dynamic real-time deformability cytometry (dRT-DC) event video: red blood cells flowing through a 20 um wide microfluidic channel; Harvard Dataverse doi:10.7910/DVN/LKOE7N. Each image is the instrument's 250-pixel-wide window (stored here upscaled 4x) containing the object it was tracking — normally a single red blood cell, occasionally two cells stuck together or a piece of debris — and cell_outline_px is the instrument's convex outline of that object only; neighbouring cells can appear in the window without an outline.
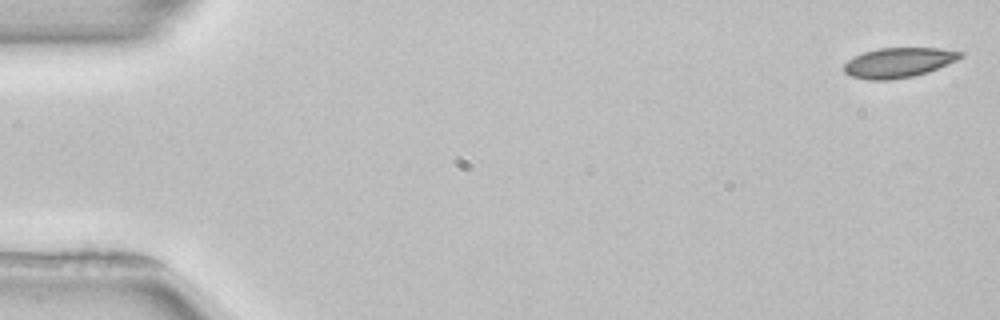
{"species": "common noctule bat (a hibernating species)", "species_latin": "Nyctalus noctula", "temperature_condition": "room temperature", "stored_images_in_passage": 52, "camera_frame_rate_fps": 3000, "um_per_image_px": 0.085, "animal": {"sex": "female", "body_mass_g": 22.7, "forearm_length_mm": 54.2}, "frame": {"image": 1, "passage_image": 1, "time_ms": 0.0, "image_size_px": [1000, 320], "cell_outline_px": [[964, 56], [956, 60], [928, 72], [912, 76], [892, 80], [868, 80], [852, 76], [844, 72], [844, 64], [848, 60], [864, 52], [880, 48], [940, 48], [964, 52]], "centroid_in_image_um": [76.39, 5.32], "position_along_channel_um": 8.6, "area_um2": 20.17}}
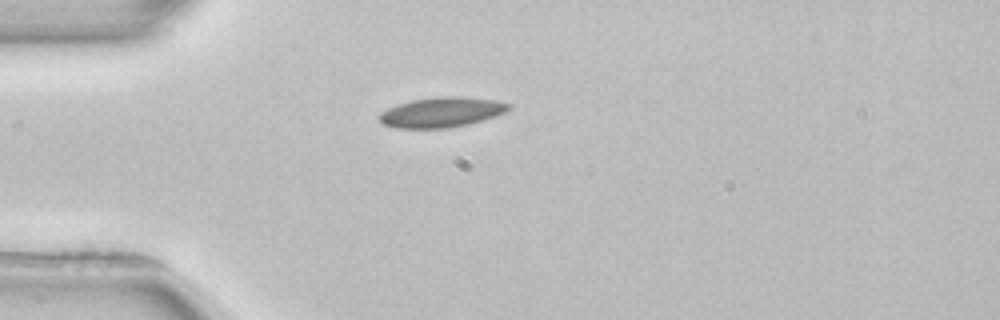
{"frame": {"image": 2, "passage_image": 14, "time_ms": 4.333, "image_size_px": [1000, 320], "cell_outline_px": [[512, 108], [496, 116], [468, 124], [448, 128], [396, 128], [384, 124], [376, 116], [380, 112], [388, 108], [412, 100], [444, 96], [460, 96], [496, 100], [512, 104]], "centroid_in_image_um": [37.56, 9.54], "position_along_channel_um": 47.4, "area_um2": 22.66}}
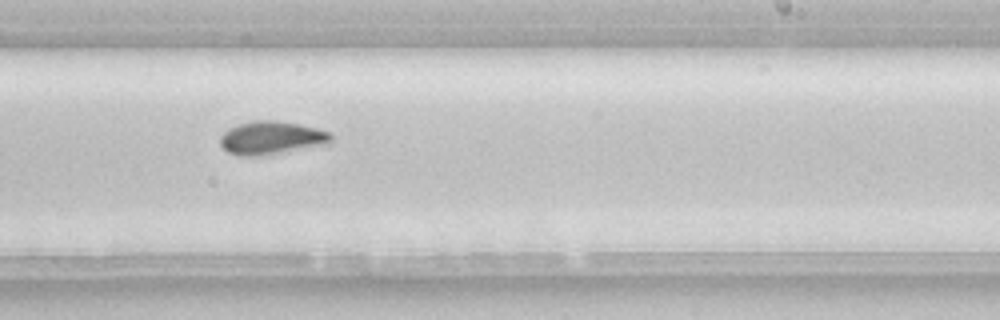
{"frame": {"image": 3, "passage_image": 32, "time_ms": 10.333, "image_size_px": [1000, 320], "cell_outline_px": [[332, 144], [256, 156], [240, 156], [228, 152], [220, 144], [220, 136], [228, 128], [236, 124], [252, 120], [276, 120], [300, 124], [332, 132]], "centroid_in_image_um": [23.09, 11.7], "position_along_channel_um": 265.9, "area_um2": 21.73}, "authors_computed_cell_mechanics": {"area_um2": 20.6635, "velocity_mm_per_s": 3.9165, "shape_relaxation_time_tau1_ms": 4.5482, "shape_relaxation_time_tau2_ms": null, "deformation_change_tau1": 0.1198, "deformation_change_tau2": null}}